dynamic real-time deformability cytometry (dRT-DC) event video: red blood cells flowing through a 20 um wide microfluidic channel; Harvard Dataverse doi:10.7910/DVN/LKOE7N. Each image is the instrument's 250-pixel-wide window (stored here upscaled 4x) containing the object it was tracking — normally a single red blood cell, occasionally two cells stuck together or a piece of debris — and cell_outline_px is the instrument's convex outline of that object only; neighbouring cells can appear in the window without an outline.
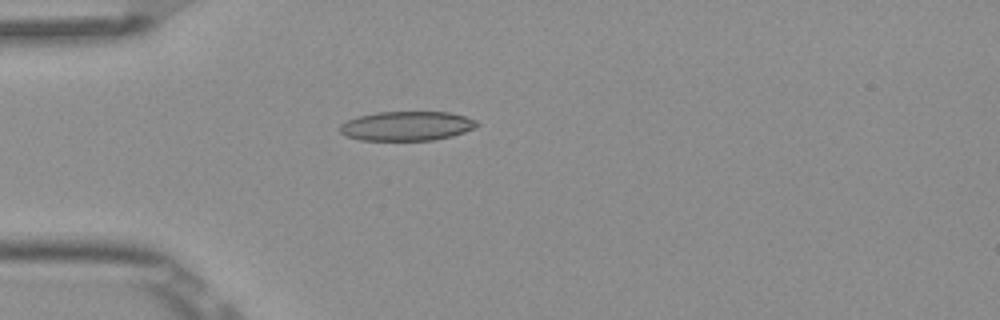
{"species": "Egyptian fruit bat (a non-hibernating species)", "species_latin": "Rousettus aegyptiacus", "temperature_condition": "room temperature", "stored_images_in_passage": 4, "camera_frame_rate_fps": 3000, "um_per_image_px": 0.085, "frame": {"image": 1, "passage_image": 3, "time_ms": 0.667, "image_size_px": [1000, 320], "cell_outline_px": [[480, 124], [464, 132], [452, 136], [432, 140], [360, 140], [344, 136], [340, 132], [340, 124], [348, 120], [360, 116], [376, 112], [448, 112], [464, 116], [476, 120]], "centroid_in_image_um": [34.55, 10.71], "position_along_channel_um": 50.4, "area_um2": 23.35}}